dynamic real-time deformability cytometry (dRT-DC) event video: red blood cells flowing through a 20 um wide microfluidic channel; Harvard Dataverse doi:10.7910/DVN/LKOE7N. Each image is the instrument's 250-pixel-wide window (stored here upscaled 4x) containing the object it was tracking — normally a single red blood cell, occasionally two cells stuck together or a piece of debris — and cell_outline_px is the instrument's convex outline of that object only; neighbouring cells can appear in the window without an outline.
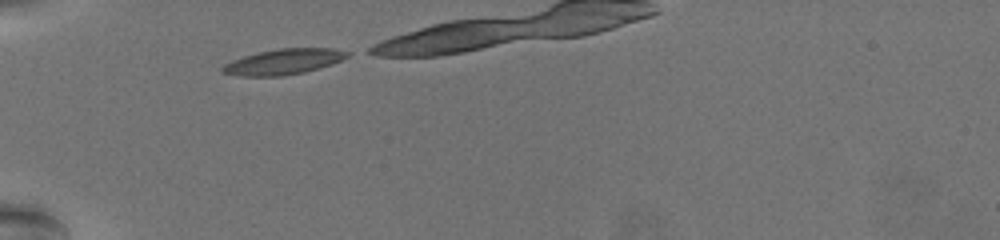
{"species": "common noctule bat (a hibernating species)", "species_latin": "Nyctalus noctula", "temperature_condition": "warm", "stored_images_in_passage": 9, "camera_frame_rate_fps": 3000, "um_per_image_px": 0.085, "animal": {"sex": "female", "body_mass_g": 19.5, "forearm_length_mm": 54.1}, "frame": {"image": 1, "passage_image": 1, "time_ms": 0.0, "image_size_px": [1000, 240], "cell_outline_px": [[352, 52], [348, 56], [332, 64], [320, 68], [304, 72], [284, 76], [240, 76], [220, 72], [220, 68], [224, 64], [232, 60], [256, 52], [280, 48], [332, 48]], "centroid_in_image_um": [24.08, 5.24], "position_along_channel_um": 60.9, "area_um2": 18.73}}
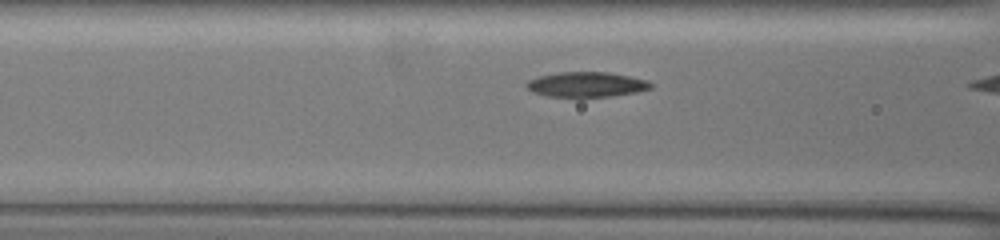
{"frame": {"image": 2, "passage_image": 7, "time_ms": 2.0, "image_size_px": [1000, 240], "cell_outline_px": [[652, 88], [636, 92], [608, 96], [548, 96], [532, 92], [524, 84], [528, 80], [536, 76], [556, 72], [608, 72], [648, 80], [652, 84]], "centroid_in_image_um": [49.81, 7.16], "position_along_channel_um": 116.8, "area_um2": 18.03}}